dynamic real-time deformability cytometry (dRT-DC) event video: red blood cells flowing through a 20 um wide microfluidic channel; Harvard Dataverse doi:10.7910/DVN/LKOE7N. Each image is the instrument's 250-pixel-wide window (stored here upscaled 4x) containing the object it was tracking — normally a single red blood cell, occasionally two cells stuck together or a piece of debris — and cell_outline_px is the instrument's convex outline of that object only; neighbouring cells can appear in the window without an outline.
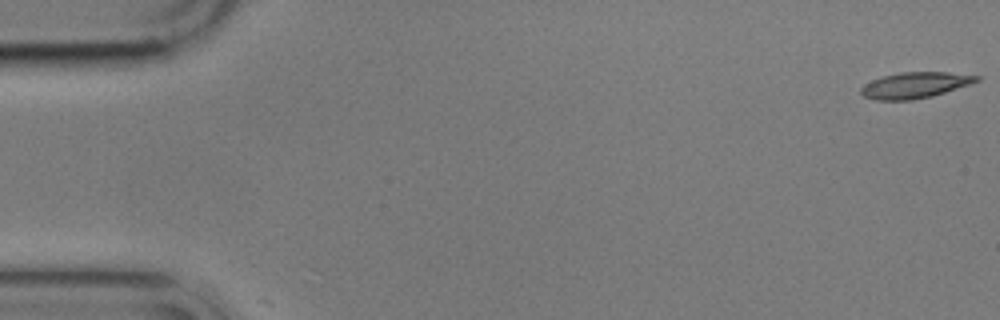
{"species": "common noctule bat (a hibernating species)", "species_latin": "Nyctalus noctula", "temperature_condition": "cold", "stored_images_in_passage": 43, "camera_frame_rate_fps": 3000, "um_per_image_px": 0.085, "animal": {"sex": "male", "body_mass_g": 17.9}, "frame": {"image": 1, "passage_image": 1, "time_ms": 0.0, "image_size_px": [1000, 320], "cell_outline_px": [[972, 80], [952, 88], [940, 92], [924, 96], [872, 96], [872, 92], [880, 80], [892, 76], [920, 72], [932, 72]], "centroid_in_image_um": [77.91, 7.18], "position_along_channel_um": 7.1, "area_um2": 11.96}}
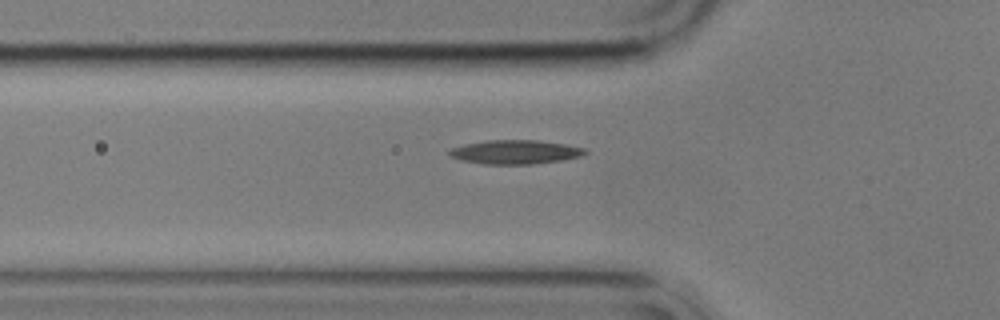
{"frame": {"image": 2, "passage_image": 19, "time_ms": 6.0, "image_size_px": [1000, 320], "cell_outline_px": [[580, 152], [572, 156], [548, 160], [476, 160], [460, 156], [452, 152], [464, 148], [480, 144], [552, 144], [572, 148]], "centroid_in_image_um": [43.87, 12.92], "position_along_channel_um": 81.9, "area_um2": 12.14}}
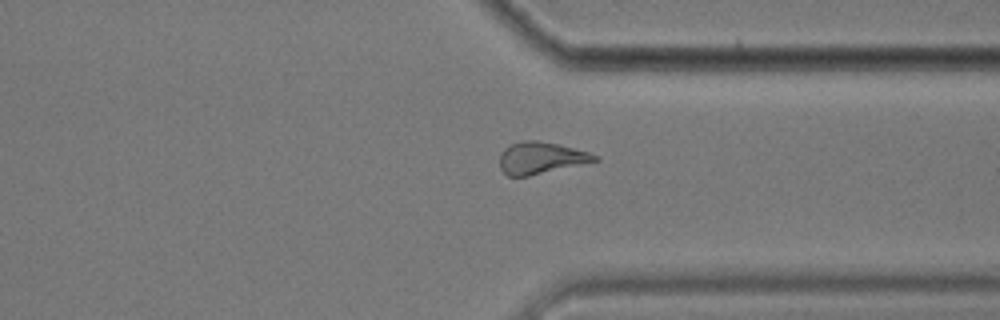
{"frame": {"image": 3, "passage_image": 43, "time_ms": 14.0, "image_size_px": [1000, 320], "cell_outline_px": [[596, 160], [524, 176], [512, 176], [504, 152], [508, 148], [516, 144], [548, 144], [584, 152], [592, 156]], "centroid_in_image_um": [46.07, 13.47], "position_along_channel_um": 365.3, "area_um2": 14.1}, "authors_computed_cell_mechanics": {"area_um2": 13.3518, "velocity_mm_per_s": 3.5322, "shape_relaxation_time_tau1_ms": 11.2496, "shape_relaxation_time_tau2_ms": null, "deformation_change_tau1": 0.3613, "deformation_change_tau2": null}}